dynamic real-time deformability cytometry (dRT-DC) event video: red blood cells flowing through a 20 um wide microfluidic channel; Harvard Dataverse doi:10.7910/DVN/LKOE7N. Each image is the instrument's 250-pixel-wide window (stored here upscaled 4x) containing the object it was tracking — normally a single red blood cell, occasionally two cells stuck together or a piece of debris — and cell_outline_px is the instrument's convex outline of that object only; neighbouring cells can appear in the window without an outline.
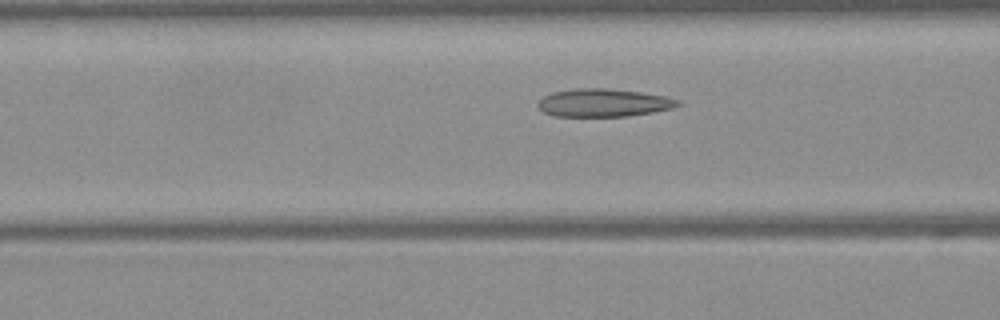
{"species": "Egyptian fruit bat (a non-hibernating species)", "species_latin": "Rousettus aegyptiacus", "temperature_condition": "warm", "stored_images_in_passage": 30, "camera_frame_rate_fps": 3000, "um_per_image_px": 0.085, "frame": {"image": 1, "passage_image": 9, "time_ms": 2.667, "image_size_px": [1000, 320], "cell_outline_px": [[684, 104], [672, 108], [652, 112], [628, 116], [556, 116], [544, 112], [536, 104], [544, 96], [552, 92], [576, 88], [608, 88], [640, 92], [664, 96], [680, 100]], "centroid_in_image_um": [51.32, 8.73], "position_along_channel_um": 115.3, "area_um2": 22.77}}
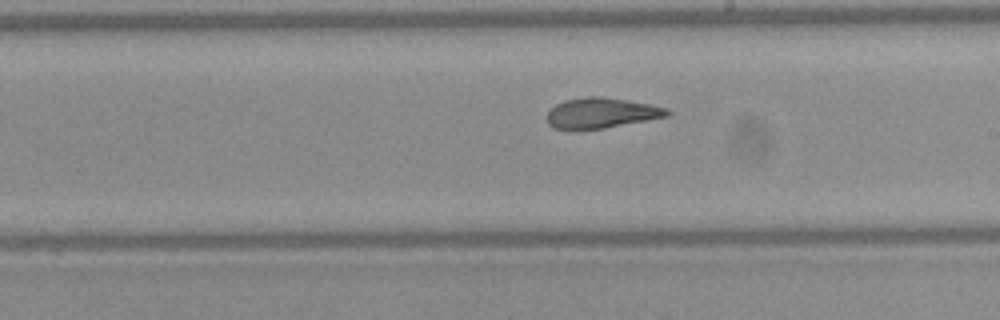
{"frame": {"image": 2, "passage_image": 18, "time_ms": 5.667, "image_size_px": [1000, 320], "cell_outline_px": [[672, 112], [668, 116], [604, 128], [572, 132], [556, 128], [548, 124], [548, 112], [556, 104], [564, 100], [588, 96], [600, 96], [648, 104], [668, 108]], "centroid_in_image_um": [51.07, 9.63], "position_along_channel_um": 237.9, "area_um2": 21.44}}
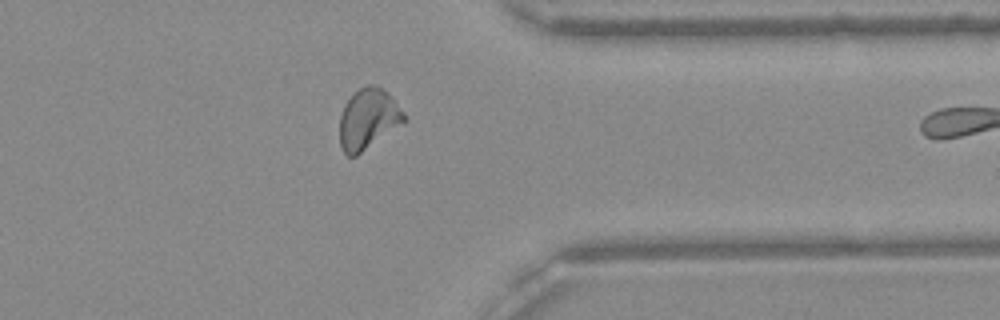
{"frame": {"image": 3, "passage_image": 29, "time_ms": 9.333, "image_size_px": [1000, 320], "cell_outline_px": [[408, 120], [356, 156], [348, 156], [344, 152], [340, 144], [340, 116], [344, 104], [364, 84], [376, 84], [388, 92], [408, 116]], "centroid_in_image_um": [31.33, 10.09], "position_along_channel_um": 380.1, "area_um2": 22.89}}